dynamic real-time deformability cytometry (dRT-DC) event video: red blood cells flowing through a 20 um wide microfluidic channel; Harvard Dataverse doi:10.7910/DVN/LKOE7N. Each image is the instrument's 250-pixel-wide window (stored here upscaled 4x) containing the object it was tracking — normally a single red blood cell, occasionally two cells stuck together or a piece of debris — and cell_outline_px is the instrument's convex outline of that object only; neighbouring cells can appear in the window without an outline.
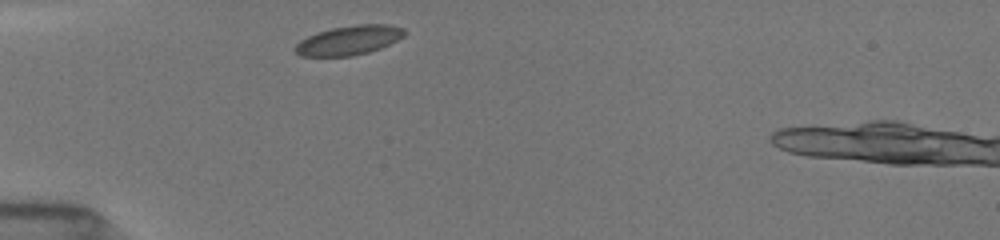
{"species": "common noctule bat (a hibernating species)", "species_latin": "Nyctalus noctula", "temperature_condition": "room temperature", "stored_images_in_passage": 4, "camera_frame_rate_fps": 3000, "um_per_image_px": 0.085, "animal": {"sex": "female", "body_mass_g": 19.5, "forearm_length_mm": 54.1}, "frame": {"image": 1, "passage_image": 1, "time_ms": 0.0, "image_size_px": [1000, 240], "cell_outline_px": [[408, 32], [404, 36], [380, 48], [368, 52], [352, 56], [300, 56], [292, 48], [300, 40], [316, 32], [332, 28], [356, 24], [388, 24], [404, 28]], "centroid_in_image_um": [29.65, 3.41], "position_along_channel_um": 55.3, "area_um2": 18.79}}